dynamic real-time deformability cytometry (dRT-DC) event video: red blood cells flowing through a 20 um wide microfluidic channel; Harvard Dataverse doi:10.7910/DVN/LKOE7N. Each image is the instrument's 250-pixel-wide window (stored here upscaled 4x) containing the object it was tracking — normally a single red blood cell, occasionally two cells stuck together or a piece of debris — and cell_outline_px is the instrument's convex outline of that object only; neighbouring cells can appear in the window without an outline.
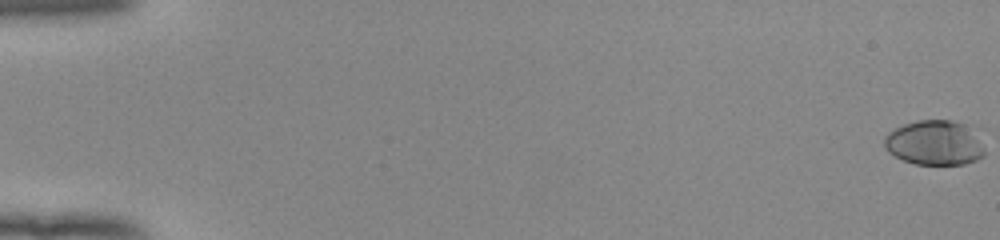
{"species": "human", "species_latin": "Homo sapiens", "temperature_condition": "room temperature", "stored_images_in_passage": 55, "camera_frame_rate_fps": 3000, "um_per_image_px": 0.085, "donor": {"sex": "female"}, "frame": {"image": 1, "passage_image": 1, "time_ms": 0.0, "image_size_px": [1000, 240], "cell_outline_px": [[984, 156], [976, 160], [964, 164], [916, 164], [904, 160], [888, 152], [884, 148], [884, 136], [888, 132], [904, 124], [916, 120], [952, 120], [972, 124], [984, 148]], "centroid_in_image_um": [79.47, 12.11], "position_along_channel_um": 5.5, "area_um2": 26.59}}
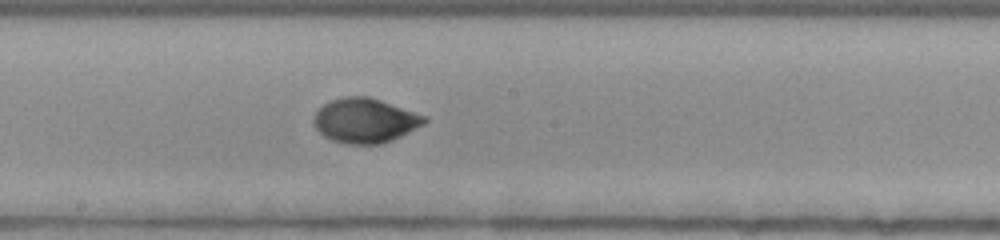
{"frame": {"image": 2, "passage_image": 32, "time_ms": 10.333, "image_size_px": [1000, 240], "cell_outline_px": [[428, 120], [424, 124], [392, 140], [380, 144], [344, 144], [332, 140], [324, 136], [312, 124], [312, 120], [316, 112], [324, 104], [332, 100], [344, 96], [368, 96], [428, 116]], "centroid_in_image_um": [31.02, 10.25], "position_along_channel_um": 217.2, "area_um2": 28.78}}
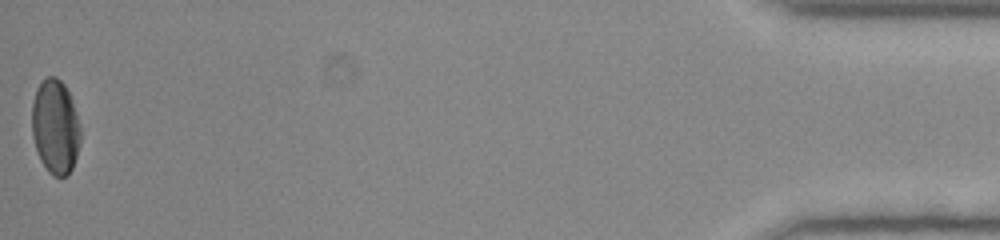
{"frame": {"image": 3, "passage_image": 55, "time_ms": 18.0, "image_size_px": [1000, 240], "cell_outline_px": [[80, 140], [76, 156], [72, 168], [64, 176], [52, 176], [48, 172], [40, 160], [32, 136], [32, 104], [36, 88], [48, 76], [56, 76], [64, 84], [68, 92], [76, 112], [80, 128]], "centroid_in_image_um": [4.68, 10.78], "position_along_channel_um": 430.5, "area_um2": 26.53}, "authors_computed_cell_mechanics": {"area_um2": 27.1082, "velocity_mm_per_s": 3.9336, "shape_relaxation_time_tau1_ms": 4.7667, "shape_relaxation_time_tau2_ms": 1.0115, "deformation_change_tau1": 0.1929, "deformation_change_tau2": 0.0294}}